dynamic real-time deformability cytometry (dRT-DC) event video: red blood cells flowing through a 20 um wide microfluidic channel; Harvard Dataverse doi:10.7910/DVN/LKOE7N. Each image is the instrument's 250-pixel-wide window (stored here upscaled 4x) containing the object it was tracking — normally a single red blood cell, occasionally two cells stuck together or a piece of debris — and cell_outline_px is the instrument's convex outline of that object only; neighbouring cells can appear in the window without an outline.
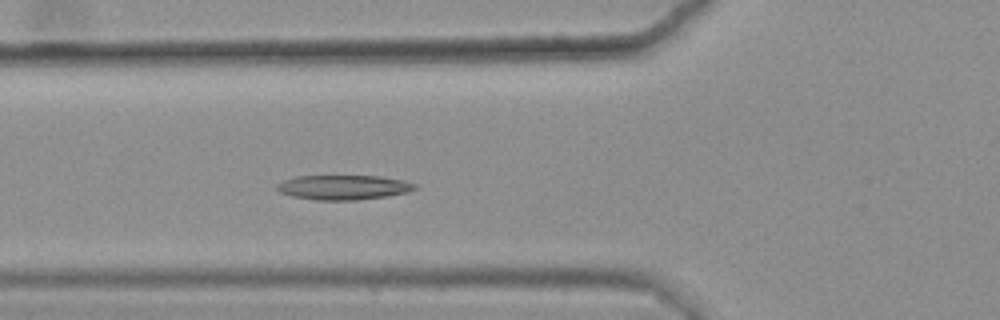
{"species": "common noctule bat (a hibernating species)", "species_latin": "Nyctalus noctula", "temperature_condition": "warm", "stored_images_in_passage": 35, "camera_frame_rate_fps": 3000, "um_per_image_px": 0.085, "animal": {"sex": "female", "body_mass_g": 25.1}, "frame": {"image": 1, "passage_image": 9, "time_ms": 2.667, "image_size_px": [1000, 320], "cell_outline_px": [[420, 188], [408, 192], [388, 196], [356, 200], [316, 200], [292, 196], [280, 192], [276, 188], [276, 184], [284, 180], [296, 176], [380, 176], [404, 180], [416, 184]], "centroid_in_image_um": [29.23, 15.92], "position_along_channel_um": 96.6, "area_um2": 19.94}}
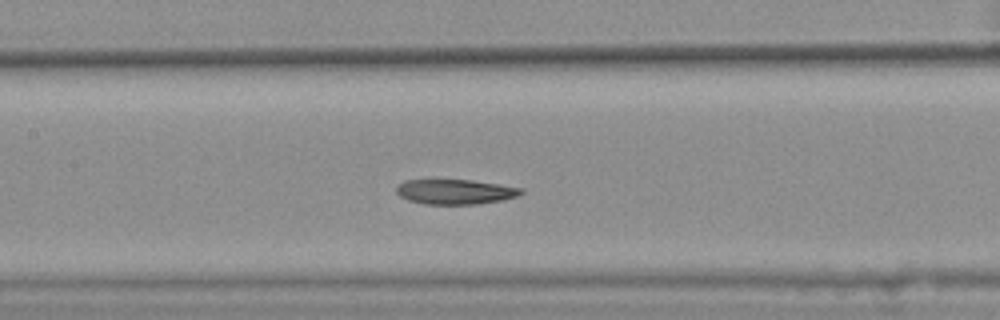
{"frame": {"image": 2, "passage_image": 15, "time_ms": 4.667, "image_size_px": [1000, 320], "cell_outline_px": [[524, 192], [520, 196], [480, 204], [424, 204], [408, 200], [400, 196], [396, 192], [396, 184], [404, 180], [472, 180], [500, 184], [524, 188]], "centroid_in_image_um": [38.71, 16.29], "position_along_channel_um": 168.7, "area_um2": 18.32}}
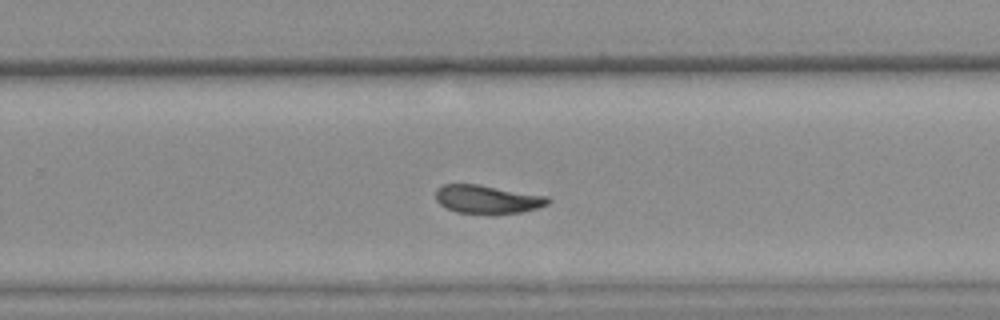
{"frame": {"image": 3, "passage_image": 25, "time_ms": 8.0, "image_size_px": [1000, 320], "cell_outline_px": [[552, 200], [548, 204], [524, 212], [456, 212], [440, 204], [436, 200], [436, 188], [444, 184], [480, 184], [548, 196]], "centroid_in_image_um": [41.44, 16.9], "position_along_channel_um": 288.4, "area_um2": 18.26}, "authors_computed_cell_mechanics": {"area_um2": 19.363, "velocity_mm_per_s": 3.6005, "shape_relaxation_time_tau1_ms": null, "shape_relaxation_time_tau2_ms": 4.0875, "deformation_change_tau1": null, "deformation_change_tau2": 0.1115}}